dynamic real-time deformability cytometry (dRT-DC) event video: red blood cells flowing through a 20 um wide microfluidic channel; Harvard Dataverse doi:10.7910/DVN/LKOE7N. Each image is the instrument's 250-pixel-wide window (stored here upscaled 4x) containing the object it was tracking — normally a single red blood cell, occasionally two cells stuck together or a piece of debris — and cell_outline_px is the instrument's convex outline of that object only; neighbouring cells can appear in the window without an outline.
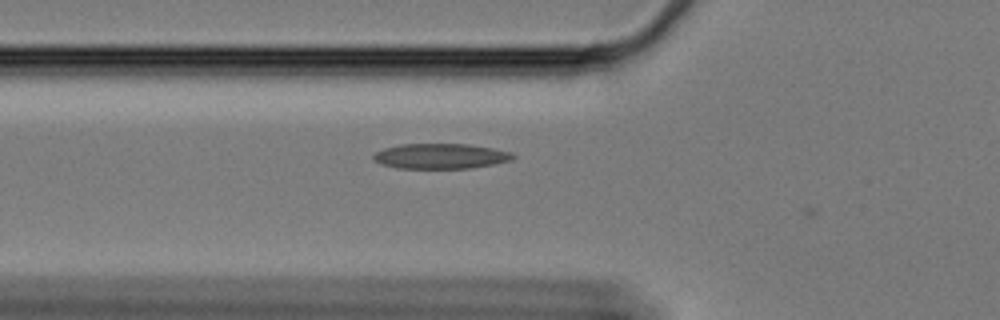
{"species": "Egyptian fruit bat (a non-hibernating species)", "species_latin": "Rousettus aegyptiacus", "temperature_condition": "cold", "stored_images_in_passage": 34, "camera_frame_rate_fps": 3000, "um_per_image_px": 0.085, "animal": {"sex": "female"}, "frame": {"image": 1, "passage_image": 3, "time_ms": 0.667, "image_size_px": [1000, 320], "cell_outline_px": [[516, 156], [512, 160], [472, 168], [396, 168], [380, 164], [372, 160], [372, 156], [376, 152], [384, 148], [400, 144], [468, 144], [492, 148], [512, 152]], "centroid_in_image_um": [37.42, 13.27], "position_along_channel_um": 88.4, "area_um2": 20.58}}
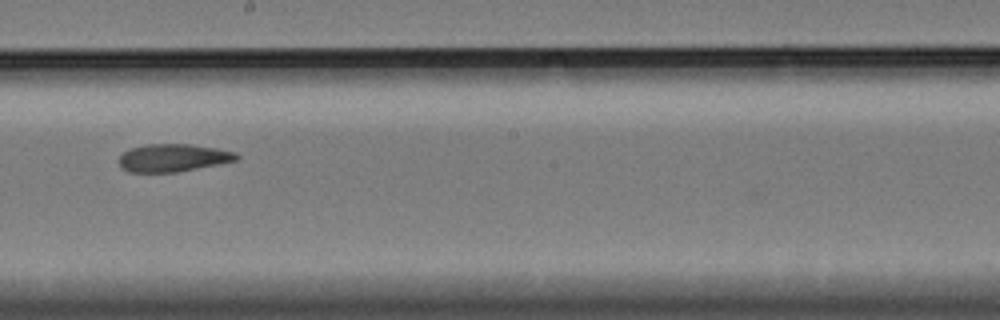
{"frame": {"image": 2, "passage_image": 16, "time_ms": 5.0, "image_size_px": [1000, 320], "cell_outline_px": [[240, 156], [236, 160], [176, 172], [128, 172], [120, 168], [120, 156], [124, 152], [132, 148], [148, 144], [192, 144], [216, 148], [236, 152]], "centroid_in_image_um": [14.7, 13.41], "position_along_channel_um": 233.5, "area_um2": 18.79}}
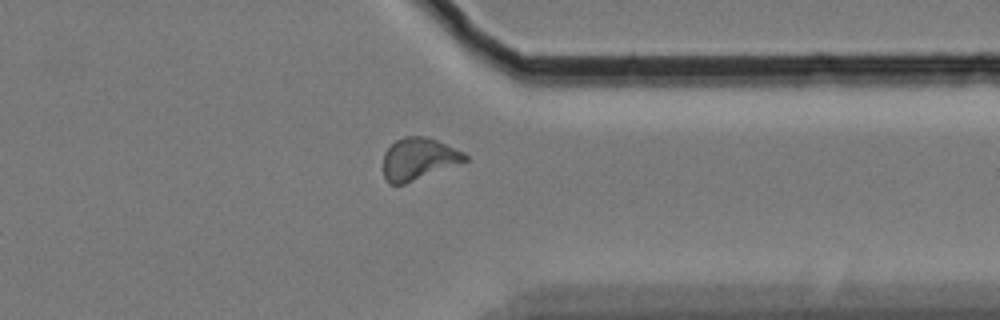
{"frame": {"image": 3, "passage_image": 29, "time_ms": 9.333, "image_size_px": [1000, 320], "cell_outline_px": [[468, 160], [404, 184], [388, 184], [384, 176], [384, 152], [396, 140], [404, 136], [428, 136], [464, 152], [468, 156]], "centroid_in_image_um": [35.57, 13.49], "position_along_channel_um": 375.8, "area_um2": 19.88}, "authors_computed_cell_mechanics": {"area_um2": 19.1896, "velocity_mm_per_s": 3.3407, "shape_relaxation_time_tau1_ms": null, "shape_relaxation_time_tau2_ms": 4.2555, "deformation_change_tau1": null, "deformation_change_tau2": 0.113}}